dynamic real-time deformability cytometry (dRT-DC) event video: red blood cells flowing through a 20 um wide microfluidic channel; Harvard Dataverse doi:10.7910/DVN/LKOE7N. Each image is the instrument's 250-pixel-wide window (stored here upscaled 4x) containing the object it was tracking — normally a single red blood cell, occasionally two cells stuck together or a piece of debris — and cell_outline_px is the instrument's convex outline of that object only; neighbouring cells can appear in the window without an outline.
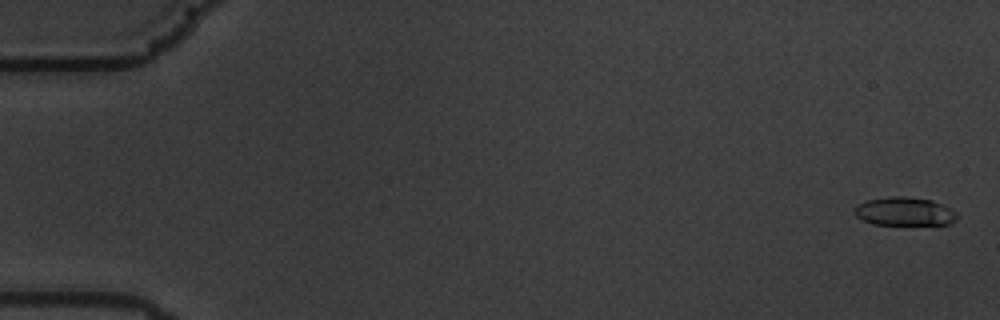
{"species": "common noctule bat (a hibernating species)", "species_latin": "Nyctalus noctula", "temperature_condition": "warm", "stored_images_in_passage": 59, "camera_frame_rate_fps": 3000, "um_per_image_px": 0.085, "animal": {"sex": "male", "body_mass_g": 19.5, "forearm_length_mm": 54.6}, "frame": {"image": 1, "passage_image": 2, "time_ms": 0.333, "image_size_px": [1000, 320], "cell_outline_px": [[956, 220], [948, 224], [872, 224], [856, 216], [852, 212], [860, 204], [868, 200], [892, 196], [904, 196], [932, 200], [956, 212]], "centroid_in_image_um": [76.86, 17.97], "position_along_channel_um": 8.1, "area_um2": 16.65}}
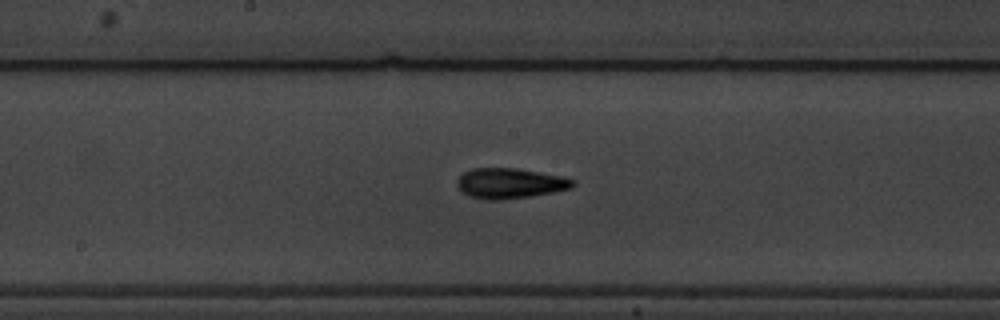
{"frame": {"image": 2, "passage_image": 32, "time_ms": 10.333, "image_size_px": [1000, 320], "cell_outline_px": [[576, 184], [572, 188], [556, 192], [500, 200], [488, 200], [472, 196], [464, 192], [456, 184], [456, 180], [464, 172], [472, 168], [516, 168], [564, 176], [576, 180]], "centroid_in_image_um": [43.41, 15.57], "position_along_channel_um": 204.8, "area_um2": 20.46}}
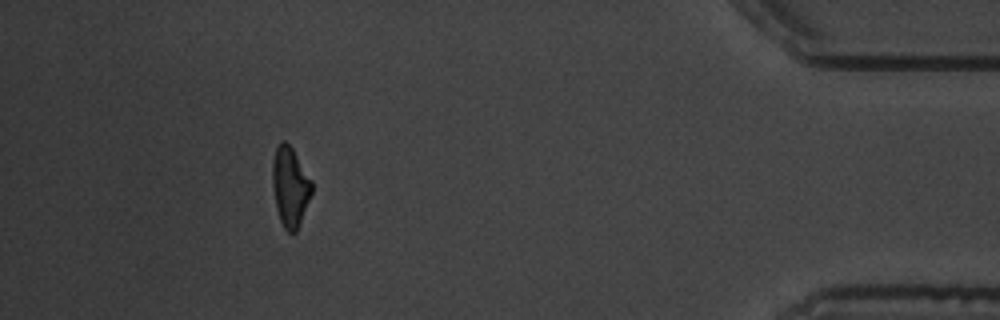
{"frame": {"image": 3, "passage_image": 54, "time_ms": 17.667, "image_size_px": [1000, 320], "cell_outline_px": [[312, 192], [296, 232], [288, 232], [284, 228], [280, 220], [276, 208], [272, 184], [272, 160], [276, 148], [284, 140], [292, 148], [312, 180]], "centroid_in_image_um": [24.65, 15.87], "position_along_channel_um": 410.5, "area_um2": 18.09}, "authors_computed_cell_mechanics": {"area_um2": 18.7272, "velocity_mm_per_s": 3.5211, "shape_relaxation_time_tau1_ms": 4.6679, "shape_relaxation_time_tau2_ms": 2.5082, "deformation_change_tau1": 0.1889, "deformation_change_tau2": 0.094}}